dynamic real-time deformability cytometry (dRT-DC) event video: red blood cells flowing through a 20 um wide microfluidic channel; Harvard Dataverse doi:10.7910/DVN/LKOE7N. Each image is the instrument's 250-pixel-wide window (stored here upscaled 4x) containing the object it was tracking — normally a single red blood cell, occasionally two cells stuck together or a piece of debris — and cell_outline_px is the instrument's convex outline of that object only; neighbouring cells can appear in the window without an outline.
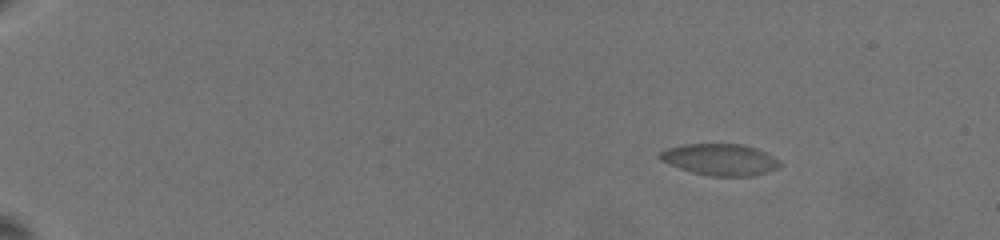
{"species": "common noctule bat (a hibernating species)", "species_latin": "Nyctalus noctula", "temperature_condition": "warm", "stored_images_in_passage": 20, "camera_frame_rate_fps": 3000, "um_per_image_px": 0.085, "animal": {"sex": "female", "body_mass_g": 19.5, "forearm_length_mm": 54.1}, "frame": {"image": 1, "passage_image": 1, "time_ms": 0.0, "image_size_px": [1000, 240], "cell_outline_px": [[780, 164], [776, 168], [764, 172], [748, 176], [712, 176], [692, 172], [680, 168], [664, 160], [660, 156], [660, 152], [668, 148], [692, 144], [736, 144], [752, 148], [776, 160]], "centroid_in_image_um": [61.15, 13.57], "position_along_channel_um": 23.8, "area_um2": 20.81}}